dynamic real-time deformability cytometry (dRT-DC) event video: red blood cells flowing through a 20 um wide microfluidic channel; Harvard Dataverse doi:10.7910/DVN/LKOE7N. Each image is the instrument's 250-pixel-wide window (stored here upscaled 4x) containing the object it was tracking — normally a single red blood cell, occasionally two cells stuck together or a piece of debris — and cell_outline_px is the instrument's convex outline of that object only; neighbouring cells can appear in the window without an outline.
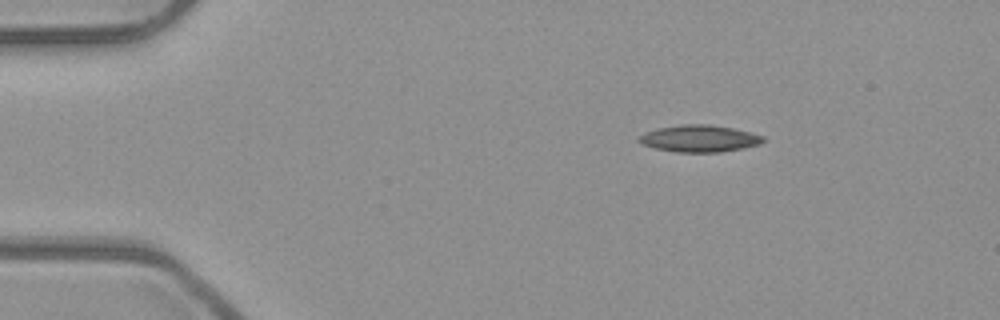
{"species": "common noctule bat (a hibernating species)", "species_latin": "Nyctalus noctula", "temperature_condition": "room temperature", "stored_images_in_passage": 3, "camera_frame_rate_fps": 3000, "um_per_image_px": 0.085, "animal": {"sex": "male", "body_mass_g": 23.1, "forearm_length_mm": 52.7}, "frame": {"image": 1, "passage_image": 1, "time_ms": 0.0, "image_size_px": [1000, 320], "cell_outline_px": [[768, 140], [760, 144], [744, 148], [720, 152], [676, 152], [656, 148], [644, 144], [636, 140], [636, 136], [644, 132], [660, 128], [684, 124], [708, 124], [732, 128], [764, 136]], "centroid_in_image_um": [59.46, 11.78], "position_along_channel_um": 25.5, "area_um2": 19.48}}